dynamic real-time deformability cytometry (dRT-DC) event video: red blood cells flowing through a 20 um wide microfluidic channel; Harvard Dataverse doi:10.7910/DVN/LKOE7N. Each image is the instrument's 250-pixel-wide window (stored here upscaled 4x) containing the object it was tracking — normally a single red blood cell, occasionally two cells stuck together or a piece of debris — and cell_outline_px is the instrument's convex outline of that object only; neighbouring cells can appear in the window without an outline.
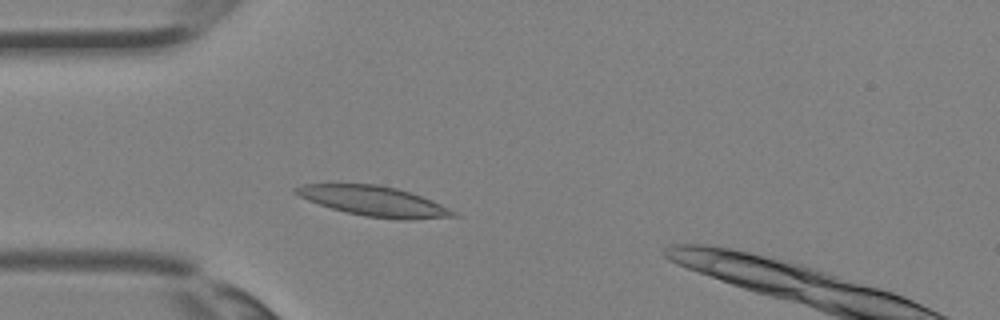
{"species": "Egyptian fruit bat (a non-hibernating species)", "species_latin": "Rousettus aegyptiacus", "temperature_condition": "room temperature", "stored_images_in_passage": 34, "camera_frame_rate_fps": 3000, "um_per_image_px": 0.085, "animal": {"sex": "female"}, "frame": {"image": 1, "passage_image": 7, "time_ms": 2.0, "image_size_px": [1000, 320], "cell_outline_px": [[460, 216], [412, 220], [400, 220], [364, 216], [332, 208], [308, 200], [292, 192], [292, 188], [304, 184], [380, 184], [412, 192], [432, 200], [456, 212]], "centroid_in_image_um": [31.82, 17.1], "position_along_channel_um": 53.2, "area_um2": 27.57}}
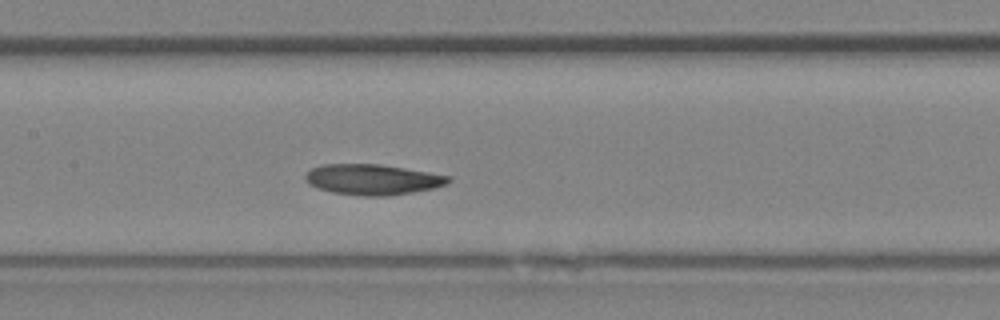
{"frame": {"image": 2, "passage_image": 14, "time_ms": 4.333, "image_size_px": [1000, 320], "cell_outline_px": [[452, 180], [448, 184], [432, 188], [412, 192], [388, 196], [360, 196], [332, 192], [316, 188], [304, 176], [312, 168], [324, 164], [380, 164], [452, 176]], "centroid_in_image_um": [31.71, 15.26], "position_along_channel_um": 175.7, "area_um2": 25.37}}
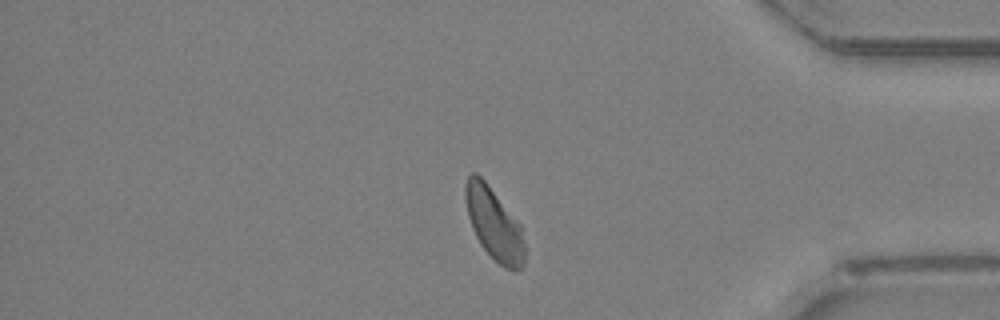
{"frame": {"image": 3, "passage_image": 27, "time_ms": 8.667, "image_size_px": [1000, 320], "cell_outline_px": [[524, 264], [520, 268], [504, 268], [480, 244], [472, 228], [468, 216], [464, 196], [464, 184], [468, 176], [472, 172], [476, 172], [484, 180], [520, 224], [524, 244]], "centroid_in_image_um": [41.96, 18.99], "position_along_channel_um": 393.2, "area_um2": 24.39}}